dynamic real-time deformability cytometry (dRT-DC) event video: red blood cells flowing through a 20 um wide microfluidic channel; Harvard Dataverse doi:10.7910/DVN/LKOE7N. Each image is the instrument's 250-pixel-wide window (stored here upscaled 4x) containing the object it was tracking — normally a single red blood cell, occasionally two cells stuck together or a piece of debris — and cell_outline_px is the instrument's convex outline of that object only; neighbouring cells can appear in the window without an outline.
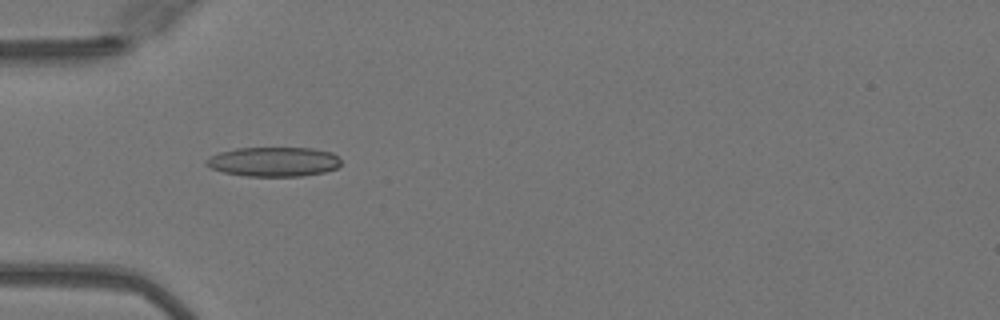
{"species": "Egyptian fruit bat (a non-hibernating species)", "species_latin": "Rousettus aegyptiacus", "temperature_condition": "warm", "stored_images_in_passage": 50, "camera_frame_rate_fps": 3000, "um_per_image_px": 0.085, "animal": {"sex": "female"}, "frame": {"image": 1, "passage_image": 16, "time_ms": 5.0, "image_size_px": [1000, 320], "cell_outline_px": [[340, 164], [336, 168], [324, 172], [300, 176], [244, 176], [224, 172], [212, 168], [204, 164], [204, 160], [220, 152], [236, 148], [312, 148], [332, 152], [340, 160]], "centroid_in_image_um": [23.25, 13.74], "position_along_channel_um": 61.8, "area_um2": 23.06}}
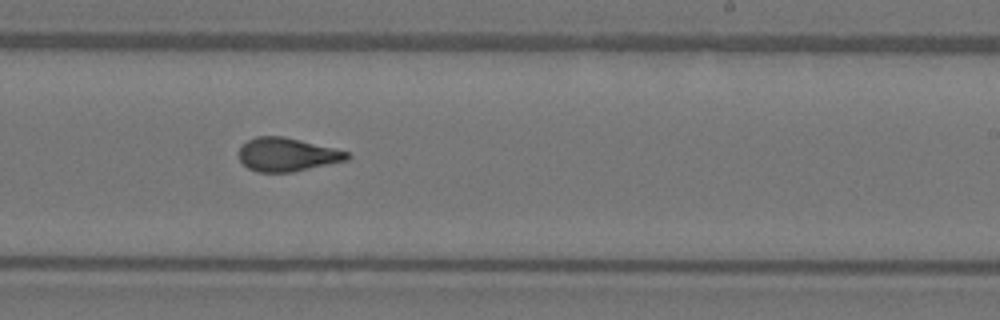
{"frame": {"image": 2, "passage_image": 31, "time_ms": 10.0, "image_size_px": [1000, 320], "cell_outline_px": [[352, 156], [348, 160], [292, 172], [256, 172], [248, 168], [240, 160], [240, 148], [248, 140], [256, 136], [284, 136], [336, 148], [348, 152]], "centroid_in_image_um": [24.44, 13.13], "position_along_channel_um": 264.6, "area_um2": 21.15}}
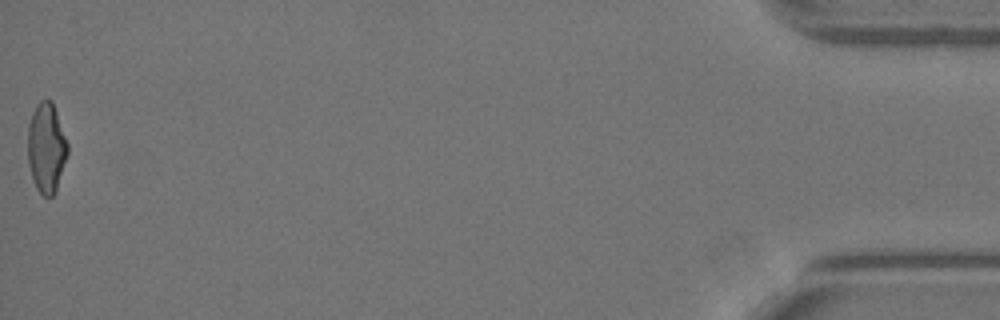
{"frame": {"image": 3, "passage_image": 50, "time_ms": 16.333, "image_size_px": [1000, 320], "cell_outline_px": [[68, 152], [56, 192], [52, 196], [44, 196], [36, 188], [28, 164], [28, 124], [32, 112], [36, 104], [40, 100], [52, 100], [68, 144]], "centroid_in_image_um": [3.94, 12.55], "position_along_channel_um": 431.3, "area_um2": 20.87}, "authors_computed_cell_mechanics": {"area_um2": 21.5016, "velocity_mm_per_s": 4.1069, "shape_relaxation_time_tau1_ms": null, "shape_relaxation_time_tau2_ms": 1.1243, "deformation_change_tau1": null, "deformation_change_tau2": 0.0878}}